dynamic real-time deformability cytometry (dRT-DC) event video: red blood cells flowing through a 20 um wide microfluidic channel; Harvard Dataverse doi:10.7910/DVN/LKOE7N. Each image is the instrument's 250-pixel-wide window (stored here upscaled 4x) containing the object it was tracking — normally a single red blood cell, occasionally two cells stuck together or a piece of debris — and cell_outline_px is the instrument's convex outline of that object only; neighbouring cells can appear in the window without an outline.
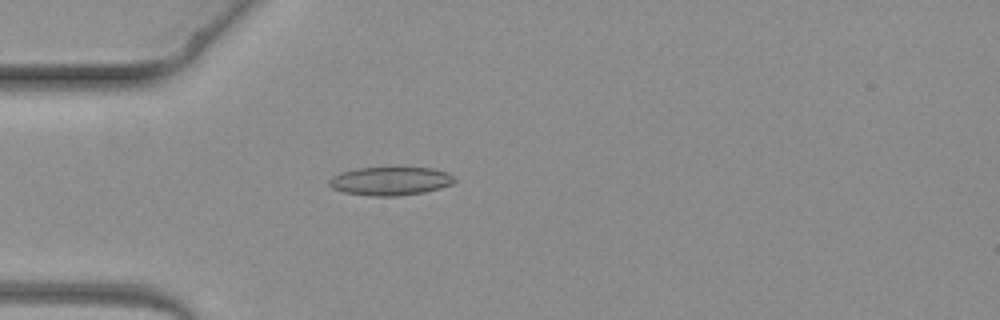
{"species": "common noctule bat (a hibernating species)", "species_latin": "Nyctalus noctula", "temperature_condition": "warm", "stored_images_in_passage": 1, "camera_frame_rate_fps": 3000, "um_per_image_px": 0.085, "animal": {"sex": "female", "body_mass_g": 19.3, "forearm_length_mm": 54.1}, "frame": {"image": 1, "passage_image": 1, "time_ms": 0.0, "image_size_px": [1000, 320], "cell_outline_px": [[456, 180], [452, 184], [440, 188], [424, 192], [396, 196], [368, 196], [344, 192], [332, 188], [328, 184], [328, 180], [332, 176], [340, 172], [356, 168], [432, 168], [448, 172]], "centroid_in_image_um": [33.15, 15.39], "position_along_channel_um": 51.8, "area_um2": 20.81}}